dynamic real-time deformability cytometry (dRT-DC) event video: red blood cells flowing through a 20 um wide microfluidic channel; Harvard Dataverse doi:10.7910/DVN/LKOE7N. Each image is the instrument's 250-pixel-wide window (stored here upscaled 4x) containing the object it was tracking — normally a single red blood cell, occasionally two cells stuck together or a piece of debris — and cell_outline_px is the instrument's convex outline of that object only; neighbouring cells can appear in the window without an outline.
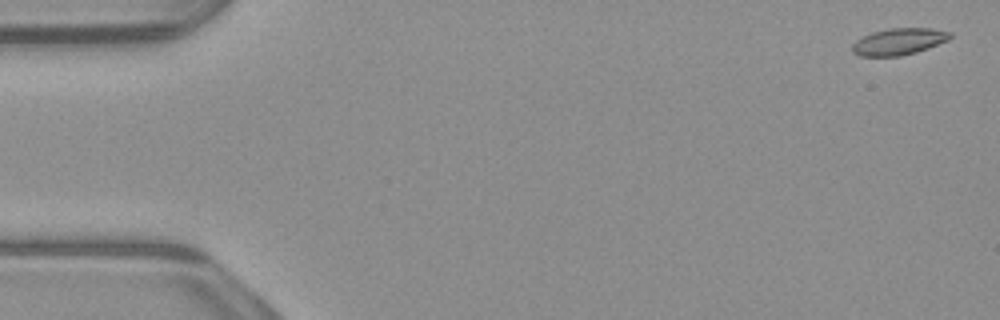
{"species": "common noctule bat (a hibernating species)", "species_latin": "Nyctalus noctula", "temperature_condition": "warm", "stored_images_in_passage": 53, "camera_frame_rate_fps": 3000, "um_per_image_px": 0.085, "animal": {"sex": "male", "body_mass_g": 23.1, "forearm_length_mm": 52.7}, "frame": {"image": 1, "passage_image": 2, "time_ms": 0.333, "image_size_px": [1000, 320], "cell_outline_px": [[952, 36], [948, 40], [928, 48], [916, 52], [900, 56], [860, 56], [852, 52], [852, 44], [856, 40], [872, 32], [888, 28], [932, 28], [952, 32]], "centroid_in_image_um": [76.4, 3.53], "position_along_channel_um": 8.6, "area_um2": 15.26}}
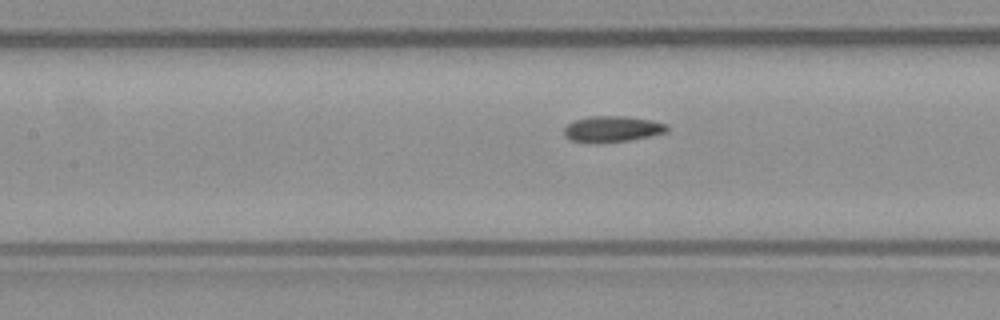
{"frame": {"image": 2, "passage_image": 24, "time_ms": 7.667, "image_size_px": [1000, 320], "cell_outline_px": [[668, 128], [664, 132], [648, 136], [628, 140], [572, 140], [564, 136], [564, 128], [568, 124], [576, 120], [592, 116], [628, 116], [652, 120], [668, 124]], "centroid_in_image_um": [52.09, 10.91], "position_along_channel_um": 155.3, "area_um2": 14.74}}
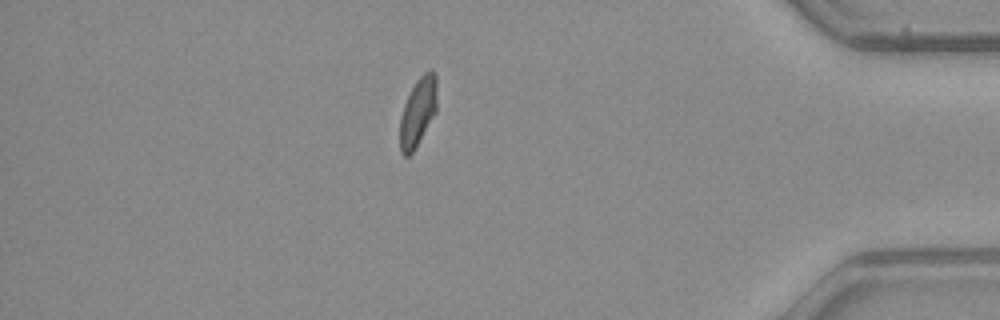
{"frame": {"image": 3, "passage_image": 46, "time_ms": 15.0, "image_size_px": [1000, 320], "cell_outline_px": [[436, 112], [412, 152], [408, 156], [404, 156], [400, 152], [400, 116], [404, 104], [416, 80], [424, 72], [432, 68], [436, 76]], "centroid_in_image_um": [35.51, 9.48], "position_along_channel_um": 399.7, "area_um2": 14.62}, "authors_computed_cell_mechanics": {"area_um2": 15.2592, "velocity_mm_per_s": 3.9158, "shape_relaxation_time_tau1_ms": null, "shape_relaxation_time_tau2_ms": 1.8228, "deformation_change_tau1": null, "deformation_change_tau2": 0.057}}